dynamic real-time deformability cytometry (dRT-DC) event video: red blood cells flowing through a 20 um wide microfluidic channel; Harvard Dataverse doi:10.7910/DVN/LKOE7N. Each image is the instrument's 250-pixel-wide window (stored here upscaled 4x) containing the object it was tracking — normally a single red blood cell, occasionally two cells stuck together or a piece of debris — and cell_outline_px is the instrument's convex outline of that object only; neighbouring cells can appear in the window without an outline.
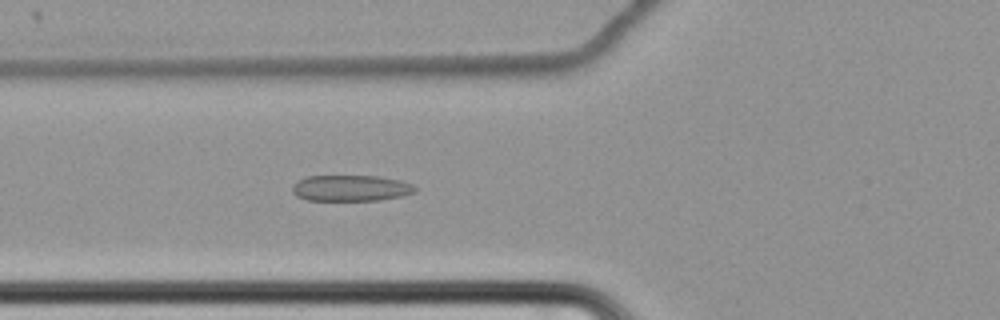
{"species": "common noctule bat (a hibernating species)", "species_latin": "Nyctalus noctula", "temperature_condition": "cold", "stored_images_in_passage": 54, "camera_frame_rate_fps": 3000, "um_per_image_px": 0.085, "animal": {"sex": "female", "body_mass_g": 22.7, "forearm_length_mm": 54.2}, "frame": {"image": 1, "passage_image": 17, "time_ms": 5.333, "image_size_px": [1000, 320], "cell_outline_px": [[416, 192], [404, 196], [380, 200], [308, 200], [296, 196], [292, 192], [292, 184], [296, 180], [308, 176], [380, 176], [400, 180], [412, 184], [416, 188]], "centroid_in_image_um": [29.82, 15.99], "position_along_channel_um": 96.0, "area_um2": 18.84}}
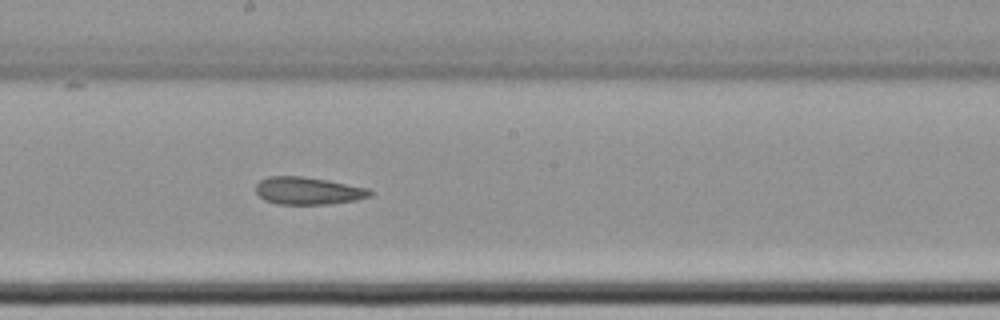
{"frame": {"image": 2, "passage_image": 28, "time_ms": 9.0, "image_size_px": [1000, 320], "cell_outline_px": [[372, 196], [356, 200], [328, 204], [276, 204], [264, 200], [256, 192], [256, 184], [260, 180], [268, 176], [304, 176], [328, 180], [368, 188], [372, 192]], "centroid_in_image_um": [26.18, 16.21], "position_along_channel_um": 222.0, "area_um2": 18.38}}
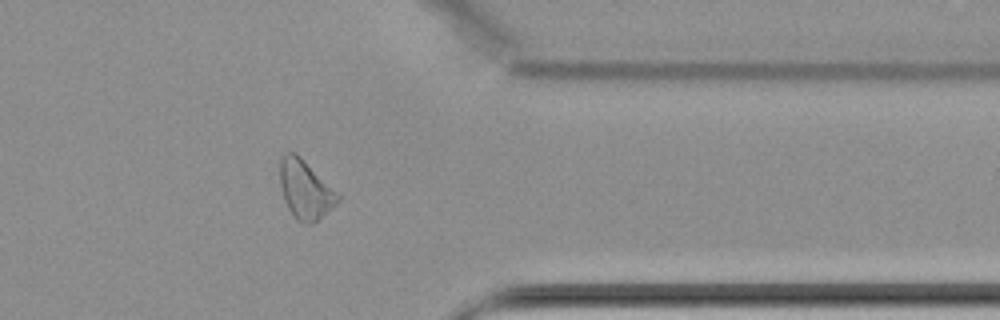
{"frame": {"image": 3, "passage_image": 43, "time_ms": 14.0, "image_size_px": [1000, 320], "cell_outline_px": [[340, 200], [336, 204], [312, 224], [304, 224], [296, 220], [288, 208], [284, 200], [280, 184], [280, 156], [284, 152], [296, 152], [340, 196]], "centroid_in_image_um": [25.91, 16.11], "position_along_channel_um": 385.5, "area_um2": 19.59}, "authors_computed_cell_mechanics": {"area_um2": 19.7676, "velocity_mm_per_s": 3.4369, "shape_relaxation_time_tau1_ms": null, "shape_relaxation_time_tau2_ms": 4.3429, "deformation_change_tau1": null, "deformation_change_tau2": 0.1028}}